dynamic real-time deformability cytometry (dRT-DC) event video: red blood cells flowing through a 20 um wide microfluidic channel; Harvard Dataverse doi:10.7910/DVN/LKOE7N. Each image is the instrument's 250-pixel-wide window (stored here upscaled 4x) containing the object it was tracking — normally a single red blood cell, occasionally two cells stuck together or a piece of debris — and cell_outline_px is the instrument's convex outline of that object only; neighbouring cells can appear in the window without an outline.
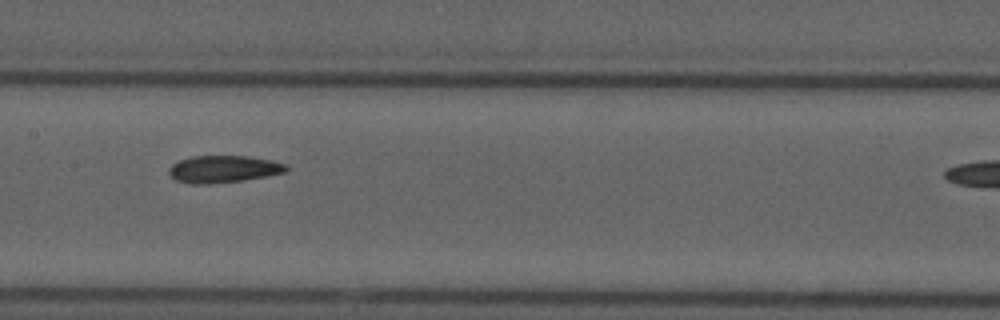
{"species": "common noctule bat (a hibernating species)", "species_latin": "Nyctalus noctula", "temperature_condition": "cold", "stored_images_in_passage": 9, "camera_frame_rate_fps": 3000, "um_per_image_px": 0.085, "animal": {"sex": "male", "forearm_length_mm": 52.5}, "frame": {"image": 1, "passage_image": 6, "time_ms": 5.667, "image_size_px": [1000, 320], "cell_outline_px": [[288, 172], [268, 176], [244, 180], [208, 184], [192, 184], [176, 180], [168, 172], [168, 168], [172, 164], [180, 160], [192, 156], [248, 156], [268, 160], [284, 164], [288, 168]], "centroid_in_image_um": [18.98, 14.38], "position_along_channel_um": 188.4, "area_um2": 18.5}}
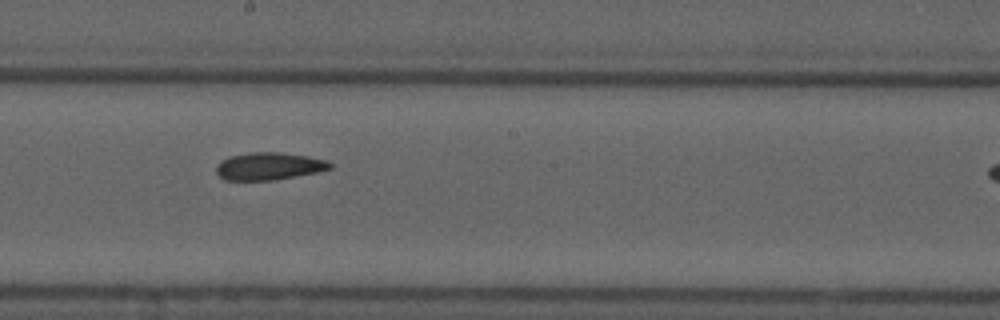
{"frame": {"image": 2, "passage_image": 7, "time_ms": 6.667, "image_size_px": [1000, 320], "cell_outline_px": [[332, 168], [316, 172], [276, 180], [224, 180], [216, 172], [216, 164], [228, 156], [252, 152], [276, 152], [308, 156], [324, 160], [332, 164]], "centroid_in_image_um": [22.82, 14.13], "position_along_channel_um": 225.4, "area_um2": 18.15}}